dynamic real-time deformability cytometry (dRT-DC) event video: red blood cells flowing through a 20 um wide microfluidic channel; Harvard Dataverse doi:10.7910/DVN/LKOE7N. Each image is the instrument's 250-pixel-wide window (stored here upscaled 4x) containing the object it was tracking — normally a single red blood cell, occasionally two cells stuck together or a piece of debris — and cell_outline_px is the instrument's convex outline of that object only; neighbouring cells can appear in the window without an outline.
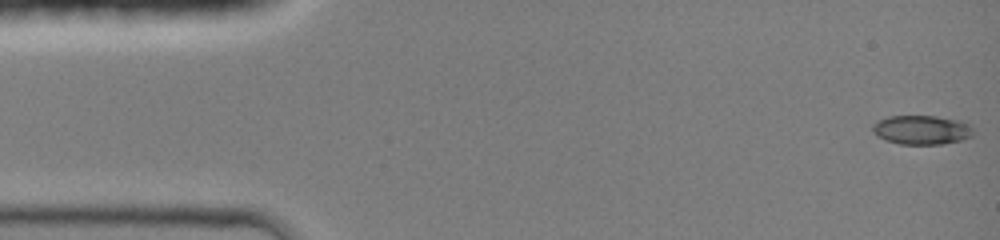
{"species": "common noctule bat (a hibernating species)", "species_latin": "Nyctalus noctula", "temperature_condition": "room temperature", "stored_images_in_passage": 41, "camera_frame_rate_fps": 3000, "um_per_image_px": 0.085, "animal": {"sex": "female", "body_mass_g": 19.0, "forearm_length_mm": 51.5}, "frame": {"image": 1, "passage_image": 1, "time_ms": 0.0, "image_size_px": [1000, 240], "cell_outline_px": [[972, 136], [960, 140], [944, 144], [900, 144], [884, 140], [876, 136], [872, 132], [872, 124], [876, 120], [888, 116], [936, 116], [960, 120], [972, 124]], "centroid_in_image_um": [78.31, 11.03], "position_along_channel_um": 6.7, "area_um2": 17.4}}
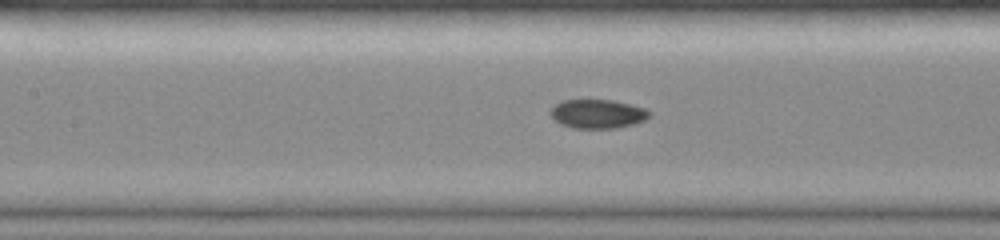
{"frame": {"image": 2, "passage_image": 24, "time_ms": 6.333, "image_size_px": [1000, 240], "cell_outline_px": [[652, 116], [636, 124], [616, 128], [572, 128], [560, 124], [548, 112], [560, 100], [612, 100], [644, 108], [652, 112]], "centroid_in_image_um": [50.81, 9.68], "position_along_channel_um": 156.6, "area_um2": 16.76}}
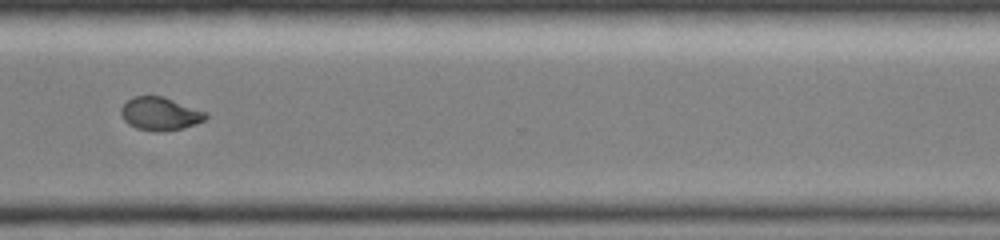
{"frame": {"image": 3, "passage_image": 40, "time_ms": 11.0, "image_size_px": [1000, 240], "cell_outline_px": [[208, 116], [204, 120], [196, 124], [184, 128], [160, 132], [156, 132], [136, 128], [128, 124], [124, 120], [120, 112], [120, 108], [132, 96], [164, 96], [208, 112]], "centroid_in_image_um": [13.62, 9.67], "position_along_channel_um": 357.0, "area_um2": 16.59}}